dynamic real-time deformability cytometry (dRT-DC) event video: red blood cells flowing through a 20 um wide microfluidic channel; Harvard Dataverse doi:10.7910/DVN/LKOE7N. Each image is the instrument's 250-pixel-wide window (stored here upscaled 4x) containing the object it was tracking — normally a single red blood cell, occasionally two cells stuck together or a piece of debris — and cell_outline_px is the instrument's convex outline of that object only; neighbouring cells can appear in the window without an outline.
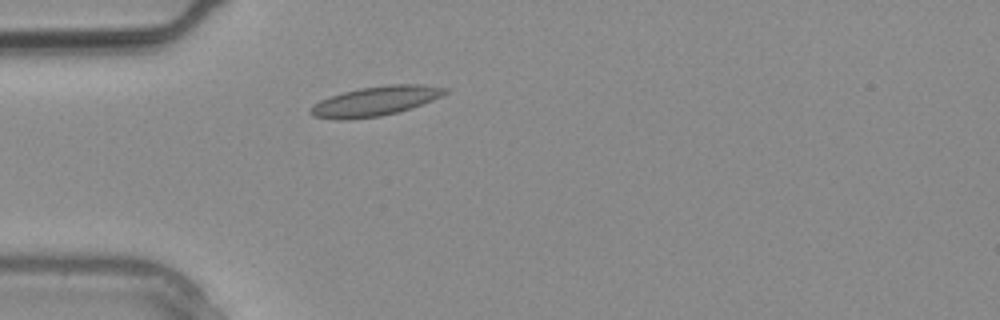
{"species": "common noctule bat (a hibernating species)", "species_latin": "Nyctalus noctula", "temperature_condition": "warm", "stored_images_in_passage": 2, "camera_frame_rate_fps": 3000, "um_per_image_px": 0.085, "animal": {"sex": "male", "body_mass_g": 20.4}, "frame": {"image": 1, "passage_image": 2, "time_ms": 0.333, "image_size_px": [1000, 320], "cell_outline_px": [[448, 92], [432, 100], [396, 112], [380, 116], [344, 120], [336, 120], [312, 116], [308, 112], [320, 100], [328, 96], [360, 88], [392, 84], [424, 84], [448, 88]], "centroid_in_image_um": [31.88, 8.59], "position_along_channel_um": 53.1, "area_um2": 22.89}}